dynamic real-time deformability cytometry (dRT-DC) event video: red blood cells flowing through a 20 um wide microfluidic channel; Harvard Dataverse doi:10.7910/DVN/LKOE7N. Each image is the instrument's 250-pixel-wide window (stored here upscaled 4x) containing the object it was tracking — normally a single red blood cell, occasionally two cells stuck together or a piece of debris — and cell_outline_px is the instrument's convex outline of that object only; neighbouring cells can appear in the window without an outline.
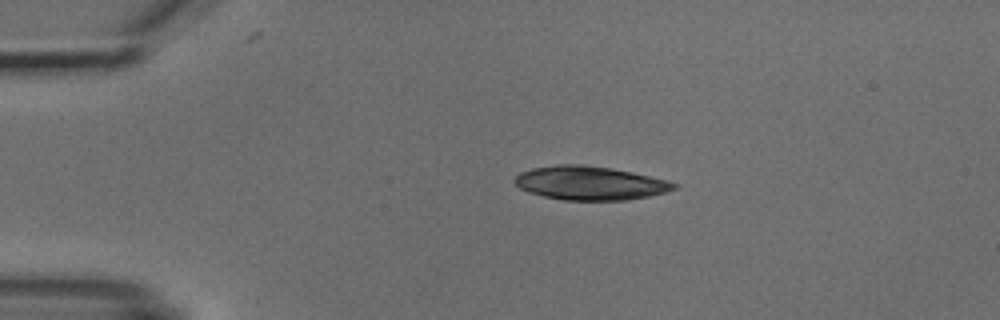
{"species": "common noctule bat (a hibernating species)", "species_latin": "Nyctalus noctula", "temperature_condition": "cold", "stored_images_in_passage": 2, "camera_frame_rate_fps": 3000, "um_per_image_px": 0.085, "animal": {"sex": "male", "body_mass_g": 18.8}, "frame": {"image": 1, "passage_image": 1, "time_ms": 0.0, "image_size_px": [1000, 320], "cell_outline_px": [[680, 184], [676, 188], [664, 192], [648, 196], [628, 200], [564, 200], [544, 196], [528, 192], [520, 188], [512, 180], [520, 172], [532, 168], [556, 164], [580, 164], [612, 168], [632, 172], [668, 180]], "centroid_in_image_um": [50.14, 15.55], "position_along_channel_um": 34.9, "area_um2": 31.39}}